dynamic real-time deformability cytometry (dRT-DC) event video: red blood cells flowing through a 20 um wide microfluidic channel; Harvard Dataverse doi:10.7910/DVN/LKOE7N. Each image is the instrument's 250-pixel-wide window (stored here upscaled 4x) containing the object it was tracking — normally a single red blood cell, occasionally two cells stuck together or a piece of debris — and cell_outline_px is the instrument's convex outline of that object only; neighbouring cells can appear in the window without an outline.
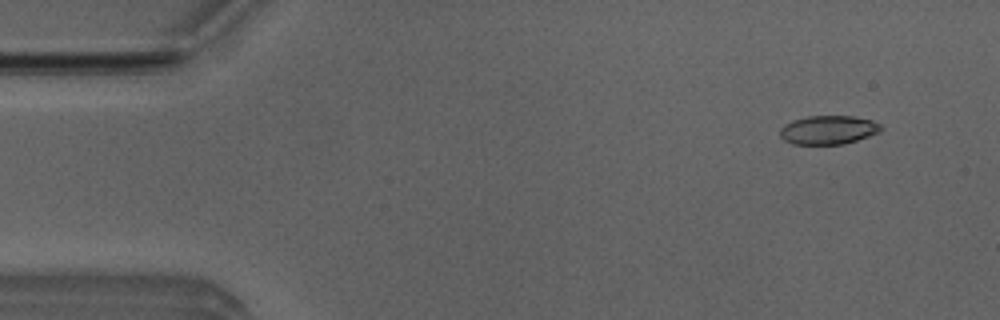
{"species": "Egyptian fruit bat (a non-hibernating species)", "species_latin": "Rousettus aegyptiacus", "temperature_condition": "room temperature", "stored_images_in_passage": 51, "camera_frame_rate_fps": 3000, "um_per_image_px": 0.085, "animal": {"sex": "male"}, "frame": {"image": 1, "passage_image": 3, "time_ms": 0.667, "image_size_px": [1000, 320], "cell_outline_px": [[884, 128], [880, 132], [844, 144], [792, 144], [784, 140], [780, 136], [780, 128], [784, 124], [792, 120], [808, 116], [852, 116], [872, 120], [880, 124]], "centroid_in_image_um": [70.4, 11.04], "position_along_channel_um": 14.6, "area_um2": 16.99}}
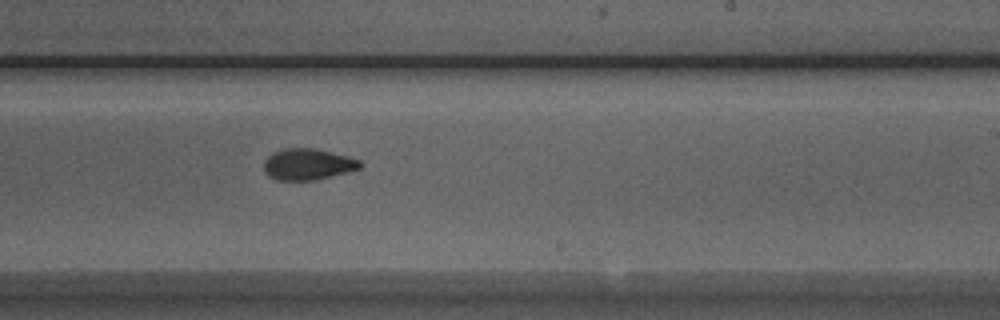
{"frame": {"image": 2, "passage_image": 30, "time_ms": 9.667, "image_size_px": [1000, 320], "cell_outline_px": [[364, 164], [360, 168], [316, 180], [276, 180], [268, 176], [264, 172], [264, 160], [272, 152], [284, 148], [312, 148], [332, 152], [348, 156], [360, 160]], "centroid_in_image_um": [26.14, 13.96], "position_along_channel_um": 262.9, "area_um2": 17.63}}
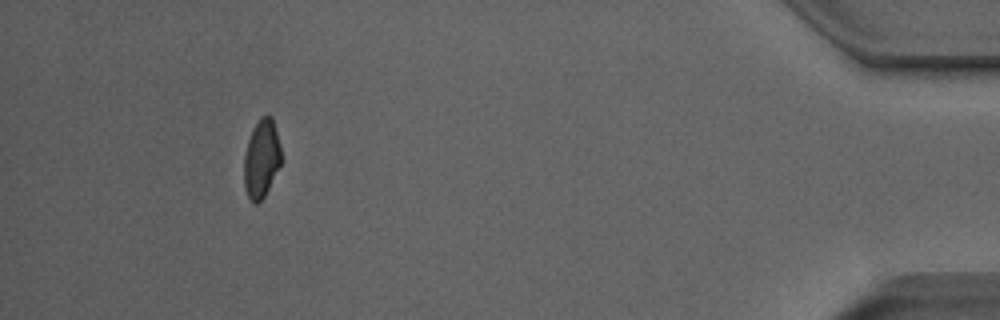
{"frame": {"image": 3, "passage_image": 47, "time_ms": 15.333, "image_size_px": [1000, 320], "cell_outline_px": [[280, 164], [264, 196], [256, 204], [248, 196], [244, 188], [244, 156], [248, 140], [252, 128], [260, 116], [268, 112], [272, 116], [280, 144]], "centroid_in_image_um": [22.21, 13.41], "position_along_channel_um": 413.0, "area_um2": 16.88}, "authors_computed_cell_mechanics": {"area_um2": 17.6868, "velocity_mm_per_s": 3.8842, "shape_relaxation_time_tau1_ms": 6.607, "shape_relaxation_time_tau2_ms": 1.2986, "deformation_change_tau1": 0.1607, "deformation_change_tau2": 0.063}}